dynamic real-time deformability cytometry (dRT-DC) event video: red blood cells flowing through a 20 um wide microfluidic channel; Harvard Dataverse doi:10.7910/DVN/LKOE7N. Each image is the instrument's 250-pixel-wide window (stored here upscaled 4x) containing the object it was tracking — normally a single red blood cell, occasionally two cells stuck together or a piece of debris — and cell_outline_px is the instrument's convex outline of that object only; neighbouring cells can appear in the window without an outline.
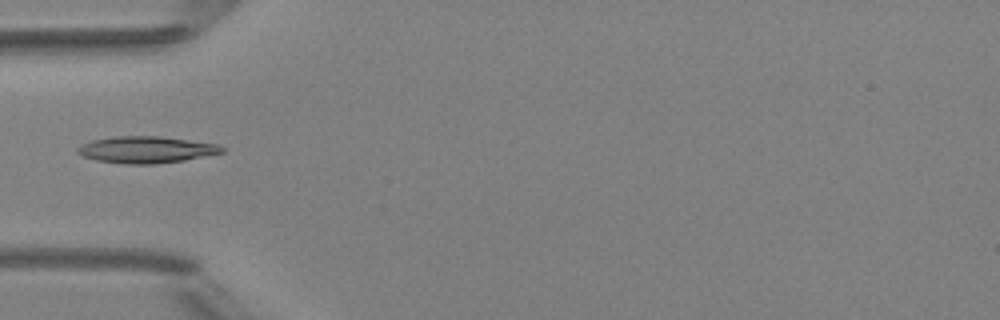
{"species": "Egyptian fruit bat (a non-hibernating species)", "species_latin": "Rousettus aegyptiacus", "temperature_condition": "room temperature", "stored_images_in_passage": 4, "camera_frame_rate_fps": 3000, "um_per_image_px": 0.085, "animal": {"sex": "female"}, "frame": {"image": 1, "passage_image": 3, "time_ms": 2.333, "image_size_px": [1000, 320], "cell_outline_px": [[224, 152], [184, 160], [152, 164], [124, 164], [96, 160], [84, 156], [76, 152], [76, 148], [92, 140], [116, 136], [160, 136], [216, 144], [224, 148]], "centroid_in_image_um": [12.4, 12.72], "position_along_channel_um": 72.6, "area_um2": 22.2}}
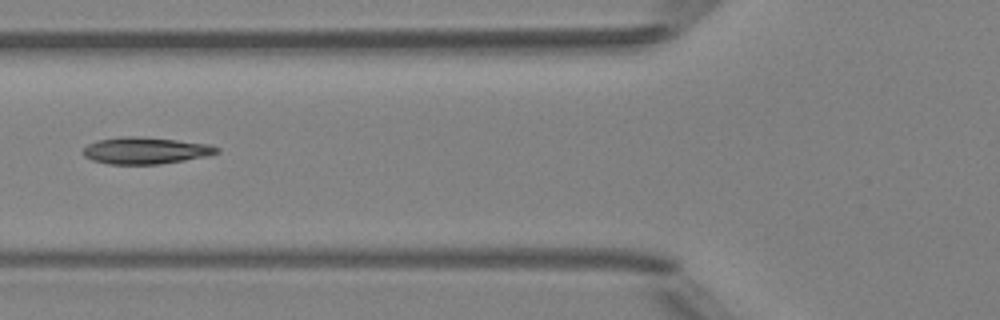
{"frame": {"image": 2, "passage_image": 4, "time_ms": 3.333, "image_size_px": [1000, 320], "cell_outline_px": [[220, 152], [204, 156], [184, 160], [160, 164], [108, 164], [92, 160], [84, 156], [84, 148], [88, 144], [96, 140], [124, 136], [136, 136], [176, 140], [208, 144], [220, 148]], "centroid_in_image_um": [12.35, 12.79], "position_along_channel_um": 113.5, "area_um2": 20.69}}